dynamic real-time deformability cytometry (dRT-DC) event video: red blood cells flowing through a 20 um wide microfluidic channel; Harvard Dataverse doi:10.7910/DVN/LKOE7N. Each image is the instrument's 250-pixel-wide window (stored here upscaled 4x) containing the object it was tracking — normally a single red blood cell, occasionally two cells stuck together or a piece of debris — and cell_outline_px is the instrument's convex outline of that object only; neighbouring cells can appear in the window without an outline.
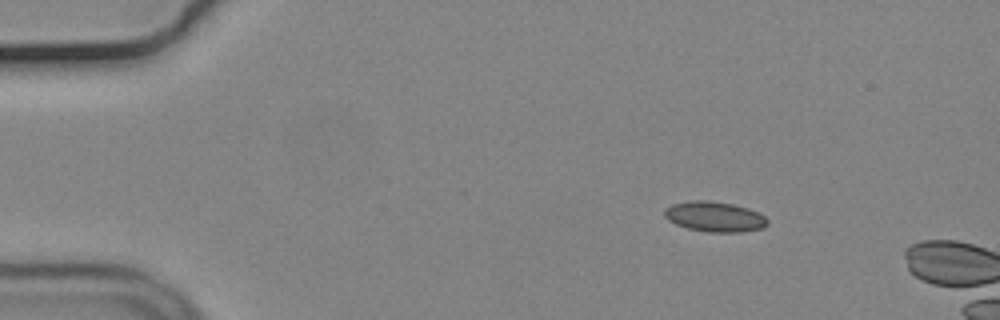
{"species": "common noctule bat (a hibernating species)", "species_latin": "Nyctalus noctula", "temperature_condition": "cold", "stored_images_in_passage": 45, "camera_frame_rate_fps": 3000, "um_per_image_px": 0.085, "animal": {"sex": "male", "body_mass_g": 19.2, "forearm_length_mm": 51.8}, "frame": {"image": 1, "passage_image": 1, "time_ms": 0.0, "image_size_px": [1000, 320], "cell_outline_px": [[768, 224], [764, 228], [740, 232], [708, 232], [688, 228], [676, 224], [668, 220], [664, 216], [664, 208], [672, 204], [692, 200], [708, 200], [732, 204], [748, 208], [760, 212], [768, 220]], "centroid_in_image_um": [60.75, 18.41], "position_along_channel_um": 24.2, "area_um2": 18.26}}
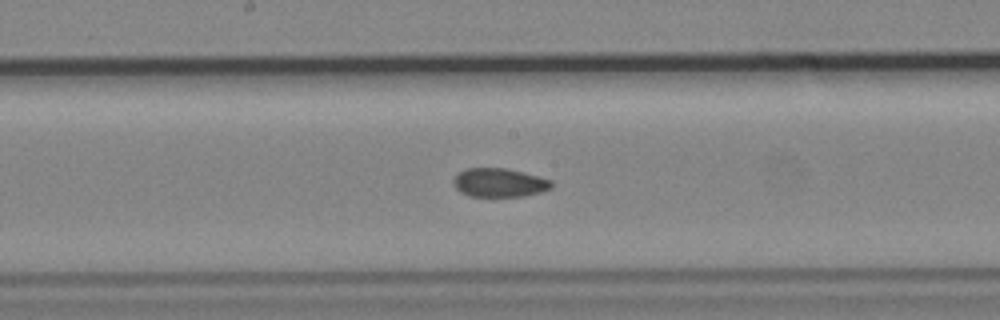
{"frame": {"image": 2, "passage_image": 22, "time_ms": 7.0, "image_size_px": [1000, 320], "cell_outline_px": [[552, 188], [540, 192], [524, 196], [468, 196], [460, 192], [452, 184], [452, 180], [464, 168], [504, 168], [524, 172], [552, 180]], "centroid_in_image_um": [42.43, 15.52], "position_along_channel_um": 205.8, "area_um2": 16.47}}
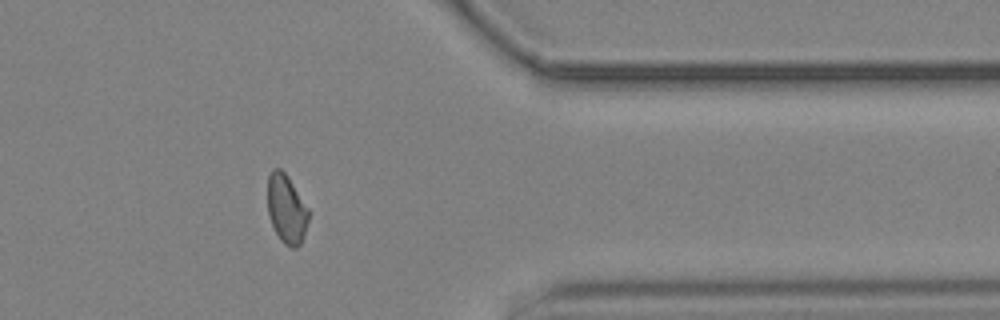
{"frame": {"image": 3, "passage_image": 38, "time_ms": 12.333, "image_size_px": [1000, 320], "cell_outline_px": [[308, 220], [300, 244], [296, 248], [292, 248], [284, 244], [280, 240], [268, 216], [268, 176], [272, 168], [280, 168], [288, 176], [308, 208]], "centroid_in_image_um": [24.33, 17.75], "position_along_channel_um": 387.1, "area_um2": 16.3}, "authors_computed_cell_mechanics": {"area_um2": 17.051, "velocity_mm_per_s": 3.698, "shape_relaxation_time_tau1_ms": null, "shape_relaxation_time_tau2_ms": 2.9331, "deformation_change_tau1": null, "deformation_change_tau2": 0.0495}}